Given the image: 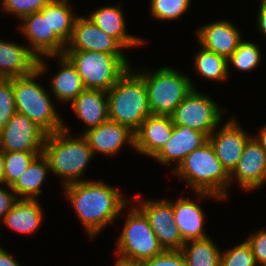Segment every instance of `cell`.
<instances>
[{
    "instance_id": "1",
    "label": "cell",
    "mask_w": 266,
    "mask_h": 266,
    "mask_svg": "<svg viewBox=\"0 0 266 266\" xmlns=\"http://www.w3.org/2000/svg\"><path fill=\"white\" fill-rule=\"evenodd\" d=\"M61 193L73 207L91 243L110 225L116 226L115 222L123 208L131 201V196L125 194L121 187L113 186L101 178L67 185L61 189Z\"/></svg>"
},
{
    "instance_id": "2",
    "label": "cell",
    "mask_w": 266,
    "mask_h": 266,
    "mask_svg": "<svg viewBox=\"0 0 266 266\" xmlns=\"http://www.w3.org/2000/svg\"><path fill=\"white\" fill-rule=\"evenodd\" d=\"M63 129L48 134L45 138L43 155L49 162L50 174L58 177L60 189L89 179V169L95 155L82 134L72 133L73 128L63 121Z\"/></svg>"
},
{
    "instance_id": "3",
    "label": "cell",
    "mask_w": 266,
    "mask_h": 266,
    "mask_svg": "<svg viewBox=\"0 0 266 266\" xmlns=\"http://www.w3.org/2000/svg\"><path fill=\"white\" fill-rule=\"evenodd\" d=\"M172 174L185 184L188 191L211 193L224 203L230 197V173L217 158L209 141L188 154Z\"/></svg>"
},
{
    "instance_id": "4",
    "label": "cell",
    "mask_w": 266,
    "mask_h": 266,
    "mask_svg": "<svg viewBox=\"0 0 266 266\" xmlns=\"http://www.w3.org/2000/svg\"><path fill=\"white\" fill-rule=\"evenodd\" d=\"M41 78L45 77L38 68L32 74L14 77V101L16 112L27 116L48 135L62 130L65 119Z\"/></svg>"
},
{
    "instance_id": "5",
    "label": "cell",
    "mask_w": 266,
    "mask_h": 266,
    "mask_svg": "<svg viewBox=\"0 0 266 266\" xmlns=\"http://www.w3.org/2000/svg\"><path fill=\"white\" fill-rule=\"evenodd\" d=\"M132 68L144 79L148 105L152 115L171 116L175 108L185 99L192 89H198L192 77L173 66ZM194 82V83H193Z\"/></svg>"
},
{
    "instance_id": "6",
    "label": "cell",
    "mask_w": 266,
    "mask_h": 266,
    "mask_svg": "<svg viewBox=\"0 0 266 266\" xmlns=\"http://www.w3.org/2000/svg\"><path fill=\"white\" fill-rule=\"evenodd\" d=\"M109 120L136 132L151 115L144 79L132 68L107 91Z\"/></svg>"
},
{
    "instance_id": "7",
    "label": "cell",
    "mask_w": 266,
    "mask_h": 266,
    "mask_svg": "<svg viewBox=\"0 0 266 266\" xmlns=\"http://www.w3.org/2000/svg\"><path fill=\"white\" fill-rule=\"evenodd\" d=\"M123 218V227L119 229L121 232L117 235L113 253L141 262L165 251L152 231L148 218L132 200L123 208L118 220Z\"/></svg>"
},
{
    "instance_id": "8",
    "label": "cell",
    "mask_w": 266,
    "mask_h": 266,
    "mask_svg": "<svg viewBox=\"0 0 266 266\" xmlns=\"http://www.w3.org/2000/svg\"><path fill=\"white\" fill-rule=\"evenodd\" d=\"M64 55L76 67L86 89L107 92L132 67L127 54L65 50Z\"/></svg>"
},
{
    "instance_id": "9",
    "label": "cell",
    "mask_w": 266,
    "mask_h": 266,
    "mask_svg": "<svg viewBox=\"0 0 266 266\" xmlns=\"http://www.w3.org/2000/svg\"><path fill=\"white\" fill-rule=\"evenodd\" d=\"M212 96L200 88L192 89L171 115L173 124L195 129L209 137L228 114L226 107Z\"/></svg>"
},
{
    "instance_id": "10",
    "label": "cell",
    "mask_w": 266,
    "mask_h": 266,
    "mask_svg": "<svg viewBox=\"0 0 266 266\" xmlns=\"http://www.w3.org/2000/svg\"><path fill=\"white\" fill-rule=\"evenodd\" d=\"M135 194L129 196L148 218L152 231L163 249L181 250L185 241L175 225L171 202L167 198H149L143 195L144 192Z\"/></svg>"
},
{
    "instance_id": "11",
    "label": "cell",
    "mask_w": 266,
    "mask_h": 266,
    "mask_svg": "<svg viewBox=\"0 0 266 266\" xmlns=\"http://www.w3.org/2000/svg\"><path fill=\"white\" fill-rule=\"evenodd\" d=\"M191 194L194 196H184L183 194L176 198L172 197L173 199L167 198L173 206L175 225L185 242L210 236L207 232L208 230L205 229L207 227L206 224H208L206 223L208 218L206 216L207 213L202 208V201L210 200V202L215 201L218 204L224 201L220 197L207 192L194 191Z\"/></svg>"
},
{
    "instance_id": "12",
    "label": "cell",
    "mask_w": 266,
    "mask_h": 266,
    "mask_svg": "<svg viewBox=\"0 0 266 266\" xmlns=\"http://www.w3.org/2000/svg\"><path fill=\"white\" fill-rule=\"evenodd\" d=\"M17 33L24 38L23 42L38 57L63 55L67 44L50 30L48 23V4L39 12L23 17L17 22Z\"/></svg>"
},
{
    "instance_id": "13",
    "label": "cell",
    "mask_w": 266,
    "mask_h": 266,
    "mask_svg": "<svg viewBox=\"0 0 266 266\" xmlns=\"http://www.w3.org/2000/svg\"><path fill=\"white\" fill-rule=\"evenodd\" d=\"M49 58L52 61L54 60V62L56 61L54 65H56L57 70L55 68L53 74L48 73L51 72V67L49 66L50 62L47 61ZM38 69L44 77H50L48 79V89L58 105H69L86 89L76 67L64 54L38 58Z\"/></svg>"
},
{
    "instance_id": "14",
    "label": "cell",
    "mask_w": 266,
    "mask_h": 266,
    "mask_svg": "<svg viewBox=\"0 0 266 266\" xmlns=\"http://www.w3.org/2000/svg\"><path fill=\"white\" fill-rule=\"evenodd\" d=\"M235 114L224 120L208 137L215 154L226 170L231 173L237 166L244 147L252 137L249 130L242 127ZM221 126V127H220Z\"/></svg>"
},
{
    "instance_id": "15",
    "label": "cell",
    "mask_w": 266,
    "mask_h": 266,
    "mask_svg": "<svg viewBox=\"0 0 266 266\" xmlns=\"http://www.w3.org/2000/svg\"><path fill=\"white\" fill-rule=\"evenodd\" d=\"M234 185L245 194H254V191L259 192L266 186V151L253 136L246 143L237 166L230 173L231 192Z\"/></svg>"
},
{
    "instance_id": "16",
    "label": "cell",
    "mask_w": 266,
    "mask_h": 266,
    "mask_svg": "<svg viewBox=\"0 0 266 266\" xmlns=\"http://www.w3.org/2000/svg\"><path fill=\"white\" fill-rule=\"evenodd\" d=\"M47 134L24 114L15 112L0 130V150L43 152Z\"/></svg>"
},
{
    "instance_id": "17",
    "label": "cell",
    "mask_w": 266,
    "mask_h": 266,
    "mask_svg": "<svg viewBox=\"0 0 266 266\" xmlns=\"http://www.w3.org/2000/svg\"><path fill=\"white\" fill-rule=\"evenodd\" d=\"M118 3L107 5L103 4L97 8L88 11L85 14L97 27L108 35L114 37L128 52V50L141 48L150 42L148 39L128 32L127 21L125 11L123 9L124 4L121 0Z\"/></svg>"
},
{
    "instance_id": "18",
    "label": "cell",
    "mask_w": 266,
    "mask_h": 266,
    "mask_svg": "<svg viewBox=\"0 0 266 266\" xmlns=\"http://www.w3.org/2000/svg\"><path fill=\"white\" fill-rule=\"evenodd\" d=\"M95 157L104 156L112 158L120 155V152L126 147L128 150H135V135L128 127L117 122L107 120L97 127L91 128L82 134ZM119 154V155H118Z\"/></svg>"
},
{
    "instance_id": "19",
    "label": "cell",
    "mask_w": 266,
    "mask_h": 266,
    "mask_svg": "<svg viewBox=\"0 0 266 266\" xmlns=\"http://www.w3.org/2000/svg\"><path fill=\"white\" fill-rule=\"evenodd\" d=\"M238 28L234 20L232 22L229 18H219L216 21L211 20L208 23H201L197 29L194 28L195 31L193 32L197 44L228 59L237 49L239 42L245 35Z\"/></svg>"
},
{
    "instance_id": "20",
    "label": "cell",
    "mask_w": 266,
    "mask_h": 266,
    "mask_svg": "<svg viewBox=\"0 0 266 266\" xmlns=\"http://www.w3.org/2000/svg\"><path fill=\"white\" fill-rule=\"evenodd\" d=\"M207 142L206 134L189 127L174 125L170 139L151 160L163 167H171L167 169L168 173H172L188 154Z\"/></svg>"
},
{
    "instance_id": "21",
    "label": "cell",
    "mask_w": 266,
    "mask_h": 266,
    "mask_svg": "<svg viewBox=\"0 0 266 266\" xmlns=\"http://www.w3.org/2000/svg\"><path fill=\"white\" fill-rule=\"evenodd\" d=\"M65 50L126 54L127 50L112 36L97 27L85 14L76 18L71 40ZM126 51V52H125Z\"/></svg>"
},
{
    "instance_id": "22",
    "label": "cell",
    "mask_w": 266,
    "mask_h": 266,
    "mask_svg": "<svg viewBox=\"0 0 266 266\" xmlns=\"http://www.w3.org/2000/svg\"><path fill=\"white\" fill-rule=\"evenodd\" d=\"M173 128L171 116L149 115L134 133L135 152L152 159L170 139Z\"/></svg>"
},
{
    "instance_id": "23",
    "label": "cell",
    "mask_w": 266,
    "mask_h": 266,
    "mask_svg": "<svg viewBox=\"0 0 266 266\" xmlns=\"http://www.w3.org/2000/svg\"><path fill=\"white\" fill-rule=\"evenodd\" d=\"M40 200L18 199L0 222V232L3 224L13 233L28 237L36 235L46 221Z\"/></svg>"
},
{
    "instance_id": "24",
    "label": "cell",
    "mask_w": 266,
    "mask_h": 266,
    "mask_svg": "<svg viewBox=\"0 0 266 266\" xmlns=\"http://www.w3.org/2000/svg\"><path fill=\"white\" fill-rule=\"evenodd\" d=\"M83 128L75 134H83L109 120L107 92L85 89L68 105ZM85 126V127H84Z\"/></svg>"
},
{
    "instance_id": "25",
    "label": "cell",
    "mask_w": 266,
    "mask_h": 266,
    "mask_svg": "<svg viewBox=\"0 0 266 266\" xmlns=\"http://www.w3.org/2000/svg\"><path fill=\"white\" fill-rule=\"evenodd\" d=\"M0 37V78L10 79L32 74L38 68V57L25 43Z\"/></svg>"
},
{
    "instance_id": "26",
    "label": "cell",
    "mask_w": 266,
    "mask_h": 266,
    "mask_svg": "<svg viewBox=\"0 0 266 266\" xmlns=\"http://www.w3.org/2000/svg\"><path fill=\"white\" fill-rule=\"evenodd\" d=\"M50 175L49 162L42 153L18 177L11 189L18 199L39 200L44 192L43 185L48 182Z\"/></svg>"
},
{
    "instance_id": "27",
    "label": "cell",
    "mask_w": 266,
    "mask_h": 266,
    "mask_svg": "<svg viewBox=\"0 0 266 266\" xmlns=\"http://www.w3.org/2000/svg\"><path fill=\"white\" fill-rule=\"evenodd\" d=\"M200 47V49H199ZM198 51L194 52L192 56L194 65L193 72L195 78L200 77L202 81H212L217 83H225L229 79L227 58L222 55L211 52L198 44ZM197 74V75H196Z\"/></svg>"
},
{
    "instance_id": "28",
    "label": "cell",
    "mask_w": 266,
    "mask_h": 266,
    "mask_svg": "<svg viewBox=\"0 0 266 266\" xmlns=\"http://www.w3.org/2000/svg\"><path fill=\"white\" fill-rule=\"evenodd\" d=\"M222 247L209 236L204 239L186 241L181 252L186 266H220Z\"/></svg>"
},
{
    "instance_id": "29",
    "label": "cell",
    "mask_w": 266,
    "mask_h": 266,
    "mask_svg": "<svg viewBox=\"0 0 266 266\" xmlns=\"http://www.w3.org/2000/svg\"><path fill=\"white\" fill-rule=\"evenodd\" d=\"M73 5L71 0H53L48 3L50 30H54L66 44L72 38L75 20L80 15Z\"/></svg>"
},
{
    "instance_id": "30",
    "label": "cell",
    "mask_w": 266,
    "mask_h": 266,
    "mask_svg": "<svg viewBox=\"0 0 266 266\" xmlns=\"http://www.w3.org/2000/svg\"><path fill=\"white\" fill-rule=\"evenodd\" d=\"M258 42L256 39L249 40L246 37L239 42L237 49L227 59L229 77L232 74L231 68L238 70L237 73L243 72L244 74L247 72L252 74L259 68L264 54Z\"/></svg>"
},
{
    "instance_id": "31",
    "label": "cell",
    "mask_w": 266,
    "mask_h": 266,
    "mask_svg": "<svg viewBox=\"0 0 266 266\" xmlns=\"http://www.w3.org/2000/svg\"><path fill=\"white\" fill-rule=\"evenodd\" d=\"M192 2L193 0H149L147 8L151 19L170 23L181 21V18L190 11Z\"/></svg>"
},
{
    "instance_id": "32",
    "label": "cell",
    "mask_w": 266,
    "mask_h": 266,
    "mask_svg": "<svg viewBox=\"0 0 266 266\" xmlns=\"http://www.w3.org/2000/svg\"><path fill=\"white\" fill-rule=\"evenodd\" d=\"M43 152L4 151L5 184L12 186L31 162Z\"/></svg>"
},
{
    "instance_id": "33",
    "label": "cell",
    "mask_w": 266,
    "mask_h": 266,
    "mask_svg": "<svg viewBox=\"0 0 266 266\" xmlns=\"http://www.w3.org/2000/svg\"><path fill=\"white\" fill-rule=\"evenodd\" d=\"M237 243L235 246L232 243L229 249H222L220 266H258L247 241L244 239Z\"/></svg>"
},
{
    "instance_id": "34",
    "label": "cell",
    "mask_w": 266,
    "mask_h": 266,
    "mask_svg": "<svg viewBox=\"0 0 266 266\" xmlns=\"http://www.w3.org/2000/svg\"><path fill=\"white\" fill-rule=\"evenodd\" d=\"M53 0H0V12L12 16L17 22L23 17L39 12L46 4ZM5 13V14H4Z\"/></svg>"
},
{
    "instance_id": "35",
    "label": "cell",
    "mask_w": 266,
    "mask_h": 266,
    "mask_svg": "<svg viewBox=\"0 0 266 266\" xmlns=\"http://www.w3.org/2000/svg\"><path fill=\"white\" fill-rule=\"evenodd\" d=\"M15 112L13 78H0V130L11 119Z\"/></svg>"
},
{
    "instance_id": "36",
    "label": "cell",
    "mask_w": 266,
    "mask_h": 266,
    "mask_svg": "<svg viewBox=\"0 0 266 266\" xmlns=\"http://www.w3.org/2000/svg\"><path fill=\"white\" fill-rule=\"evenodd\" d=\"M250 233V234H249ZM246 237L258 266L266 263V226H261L257 231H250Z\"/></svg>"
},
{
    "instance_id": "37",
    "label": "cell",
    "mask_w": 266,
    "mask_h": 266,
    "mask_svg": "<svg viewBox=\"0 0 266 266\" xmlns=\"http://www.w3.org/2000/svg\"><path fill=\"white\" fill-rule=\"evenodd\" d=\"M140 266H186L180 250H165L160 255L140 262Z\"/></svg>"
},
{
    "instance_id": "38",
    "label": "cell",
    "mask_w": 266,
    "mask_h": 266,
    "mask_svg": "<svg viewBox=\"0 0 266 266\" xmlns=\"http://www.w3.org/2000/svg\"><path fill=\"white\" fill-rule=\"evenodd\" d=\"M18 200L11 186L0 184V222Z\"/></svg>"
},
{
    "instance_id": "39",
    "label": "cell",
    "mask_w": 266,
    "mask_h": 266,
    "mask_svg": "<svg viewBox=\"0 0 266 266\" xmlns=\"http://www.w3.org/2000/svg\"><path fill=\"white\" fill-rule=\"evenodd\" d=\"M255 13L257 14L255 16V31L257 30L259 34L262 35V38L265 39L264 42H266V5L257 6V9H255Z\"/></svg>"
},
{
    "instance_id": "40",
    "label": "cell",
    "mask_w": 266,
    "mask_h": 266,
    "mask_svg": "<svg viewBox=\"0 0 266 266\" xmlns=\"http://www.w3.org/2000/svg\"><path fill=\"white\" fill-rule=\"evenodd\" d=\"M19 261L14 254L3 247V244L0 246V266H24Z\"/></svg>"
},
{
    "instance_id": "41",
    "label": "cell",
    "mask_w": 266,
    "mask_h": 266,
    "mask_svg": "<svg viewBox=\"0 0 266 266\" xmlns=\"http://www.w3.org/2000/svg\"><path fill=\"white\" fill-rule=\"evenodd\" d=\"M256 132L252 133V136L258 141V143L262 146V148L266 151V122L256 128Z\"/></svg>"
},
{
    "instance_id": "42",
    "label": "cell",
    "mask_w": 266,
    "mask_h": 266,
    "mask_svg": "<svg viewBox=\"0 0 266 266\" xmlns=\"http://www.w3.org/2000/svg\"><path fill=\"white\" fill-rule=\"evenodd\" d=\"M114 256V265L113 266H140V262L135 260L127 259L117 254L113 253Z\"/></svg>"
},
{
    "instance_id": "43",
    "label": "cell",
    "mask_w": 266,
    "mask_h": 266,
    "mask_svg": "<svg viewBox=\"0 0 266 266\" xmlns=\"http://www.w3.org/2000/svg\"><path fill=\"white\" fill-rule=\"evenodd\" d=\"M0 184H5L4 151L0 150Z\"/></svg>"
},
{
    "instance_id": "44",
    "label": "cell",
    "mask_w": 266,
    "mask_h": 266,
    "mask_svg": "<svg viewBox=\"0 0 266 266\" xmlns=\"http://www.w3.org/2000/svg\"><path fill=\"white\" fill-rule=\"evenodd\" d=\"M255 2L259 4L258 6L266 5V0H258V1H255Z\"/></svg>"
}]
</instances>
